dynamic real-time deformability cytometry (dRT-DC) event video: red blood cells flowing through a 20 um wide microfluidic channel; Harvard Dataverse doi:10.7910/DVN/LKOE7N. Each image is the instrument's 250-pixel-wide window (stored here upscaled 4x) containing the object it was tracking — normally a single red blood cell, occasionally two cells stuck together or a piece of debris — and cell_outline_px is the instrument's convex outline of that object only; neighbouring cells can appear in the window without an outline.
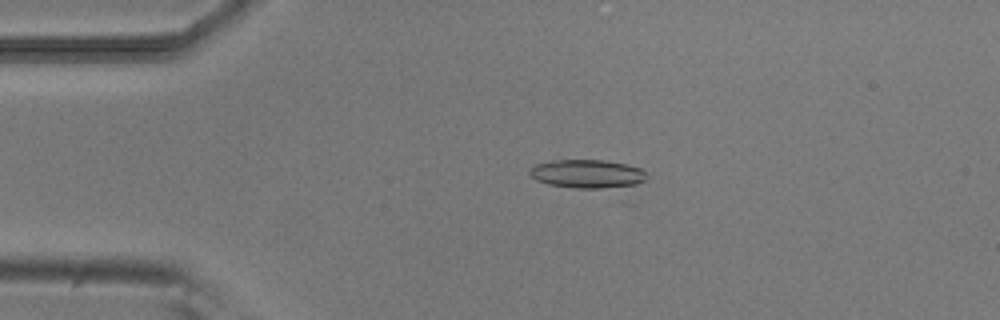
{"species": "common noctule bat (a hibernating species)", "species_latin": "Nyctalus noctula", "temperature_condition": "room temperature", "stored_images_in_passage": 38, "camera_frame_rate_fps": 3000, "um_per_image_px": 0.085, "animal": {"sex": "male", "body_mass_g": 20.5, "forearm_length_mm": 52.5}, "frame": {"image": 1, "passage_image": 4, "time_ms": 1.0, "image_size_px": [1000, 320], "cell_outline_px": [[644, 180], [636, 184], [604, 188], [572, 188], [548, 184], [536, 180], [528, 172], [528, 168], [536, 164], [552, 160], [604, 160], [628, 164], [640, 168], [644, 172]], "centroid_in_image_um": [49.85, 14.76], "position_along_channel_um": 35.1, "area_um2": 19.36}}
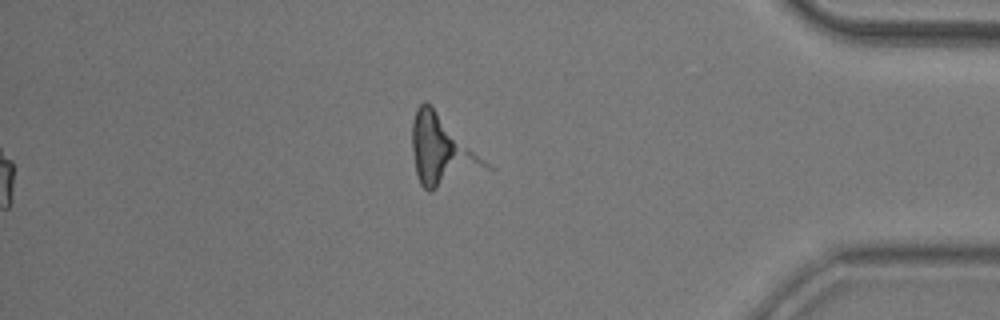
{"frame": {"image": 2, "passage_image": 38, "time_ms": 12.333, "image_size_px": [1000, 320], "cell_outline_px": [[496, 168], [432, 192], [428, 192], [420, 184], [416, 172], [412, 148], [412, 124], [416, 108], [424, 100], [492, 164]], "centroid_in_image_um": [37.62, 12.9], "position_along_channel_um": 397.6, "area_um2": 30.4}}